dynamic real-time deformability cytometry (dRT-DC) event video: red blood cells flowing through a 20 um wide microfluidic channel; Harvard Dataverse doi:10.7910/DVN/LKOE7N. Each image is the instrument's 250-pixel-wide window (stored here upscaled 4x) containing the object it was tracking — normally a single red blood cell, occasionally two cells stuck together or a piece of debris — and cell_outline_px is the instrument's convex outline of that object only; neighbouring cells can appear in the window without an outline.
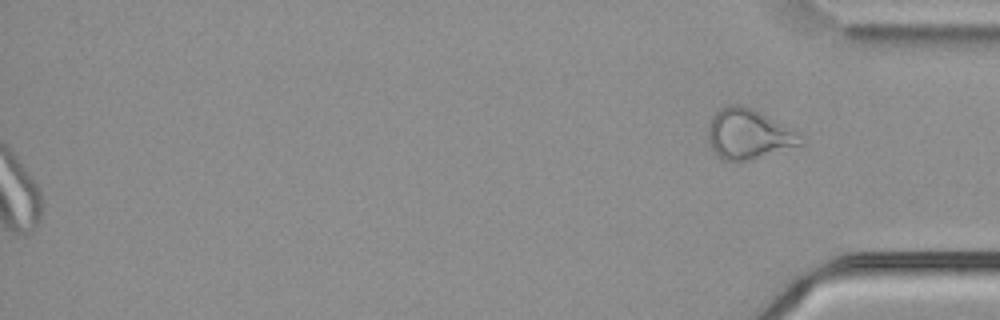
{"species": "common noctule bat (a hibernating species)", "species_latin": "Nyctalus noctula", "temperature_condition": "cold", "stored_images_in_passage": 58, "segment_of_instrument_passage": [2, 2], "camera_frame_rate_fps": 3000, "um_per_image_px": 0.085, "animal": {"sex": "male", "body_mass_g": 21.5, "forearm_length_mm": 52.0}, "frame": {"image": 1, "passage_image": 58, "time_ms": 19.0, "image_size_px": [1000, 320], "cell_outline_px": [[804, 144], [748, 160], [724, 160], [716, 156], [708, 144], [708, 124], [712, 116], [720, 108], [728, 104], [740, 104], [752, 108], [796, 128]], "centroid_in_image_um": [63.62, 11.37], "position_along_channel_um": 371.6, "area_um2": 27.4}}